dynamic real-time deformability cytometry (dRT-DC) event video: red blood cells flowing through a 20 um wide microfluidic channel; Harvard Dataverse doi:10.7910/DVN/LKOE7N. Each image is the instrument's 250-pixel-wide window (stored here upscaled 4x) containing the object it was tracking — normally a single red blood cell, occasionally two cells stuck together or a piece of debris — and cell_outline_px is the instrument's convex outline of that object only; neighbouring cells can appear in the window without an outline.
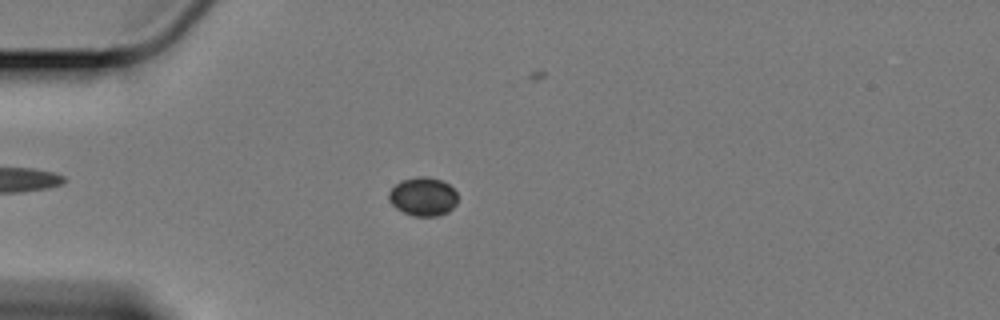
{"species": "Egyptian fruit bat (a non-hibernating species)", "species_latin": "Rousettus aegyptiacus", "temperature_condition": "cold", "stored_images_in_passage": 48, "camera_frame_rate_fps": 3000, "um_per_image_px": 0.085, "animal": {"sex": "female"}, "frame": {"image": 1, "passage_image": 4, "time_ms": 1.0, "image_size_px": [1000, 320], "cell_outline_px": [[456, 204], [448, 212], [436, 216], [412, 216], [396, 208], [388, 200], [388, 192], [400, 180], [416, 176], [424, 176], [440, 180], [448, 184], [456, 192]], "centroid_in_image_um": [35.92, 16.71], "position_along_channel_um": 49.1, "area_um2": 15.49}}
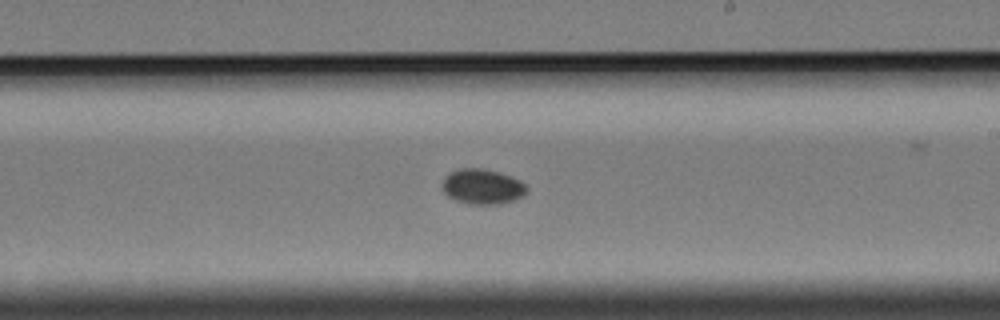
{"frame": {"image": 2, "passage_image": 23, "time_ms": 7.333, "image_size_px": [1000, 320], "cell_outline_px": [[528, 192], [524, 196], [500, 204], [468, 204], [456, 200], [448, 196], [444, 192], [444, 176], [448, 172], [456, 168], [484, 168], [500, 172], [512, 176], [520, 180], [528, 188]], "centroid_in_image_um": [41.02, 15.84], "position_along_channel_um": 248.0, "area_um2": 17.51}}
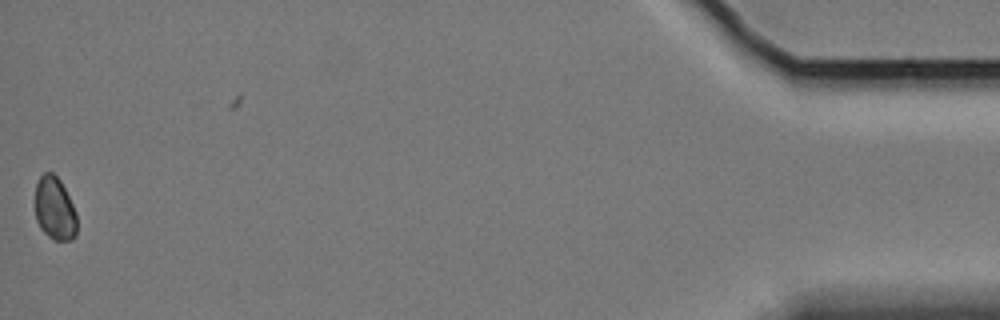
{"frame": {"image": 3, "passage_image": 47, "time_ms": 15.333, "image_size_px": [1000, 320], "cell_outline_px": [[76, 236], [72, 240], [56, 240], [48, 236], [40, 228], [36, 220], [36, 184], [40, 176], [44, 172], [52, 172], [60, 180], [76, 212]], "centroid_in_image_um": [4.65, 17.74], "position_along_channel_um": 430.5, "area_um2": 15.26}}